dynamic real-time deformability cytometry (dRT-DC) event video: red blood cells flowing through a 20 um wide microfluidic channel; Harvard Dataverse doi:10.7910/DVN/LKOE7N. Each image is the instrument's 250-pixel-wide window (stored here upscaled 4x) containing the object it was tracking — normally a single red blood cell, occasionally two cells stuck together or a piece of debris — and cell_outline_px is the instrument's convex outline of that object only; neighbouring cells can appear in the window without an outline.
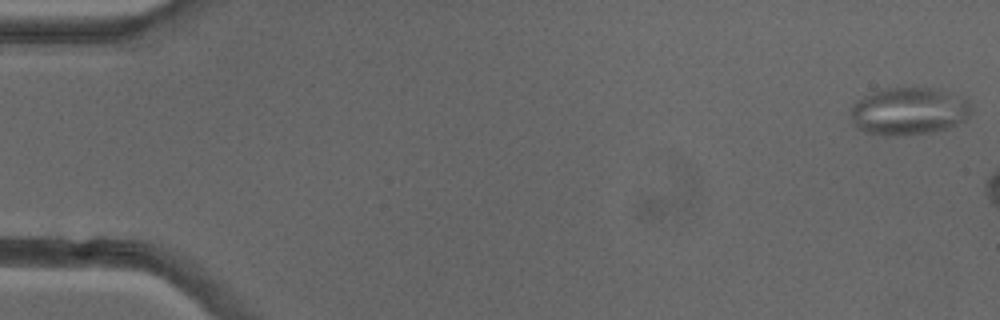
{"species": "common noctule bat (a hibernating species)", "species_latin": "Nyctalus noctula", "temperature_condition": "cold", "stored_images_in_passage": 9, "camera_frame_rate_fps": 3000, "um_per_image_px": 0.085, "animal": {"sex": "female"}, "frame": {"image": 1, "passage_image": 1, "time_ms": 0.0, "image_size_px": [1000, 320], "cell_outline_px": [[972, 112], [968, 120], [948, 128], [928, 132], [892, 136], [884, 136], [864, 132], [856, 128], [852, 124], [852, 104], [856, 100], [872, 92], [884, 88], [904, 84], [940, 88], [964, 96], [972, 104]], "centroid_in_image_um": [77.3, 9.39], "position_along_channel_um": 7.7, "area_um2": 34.91}}